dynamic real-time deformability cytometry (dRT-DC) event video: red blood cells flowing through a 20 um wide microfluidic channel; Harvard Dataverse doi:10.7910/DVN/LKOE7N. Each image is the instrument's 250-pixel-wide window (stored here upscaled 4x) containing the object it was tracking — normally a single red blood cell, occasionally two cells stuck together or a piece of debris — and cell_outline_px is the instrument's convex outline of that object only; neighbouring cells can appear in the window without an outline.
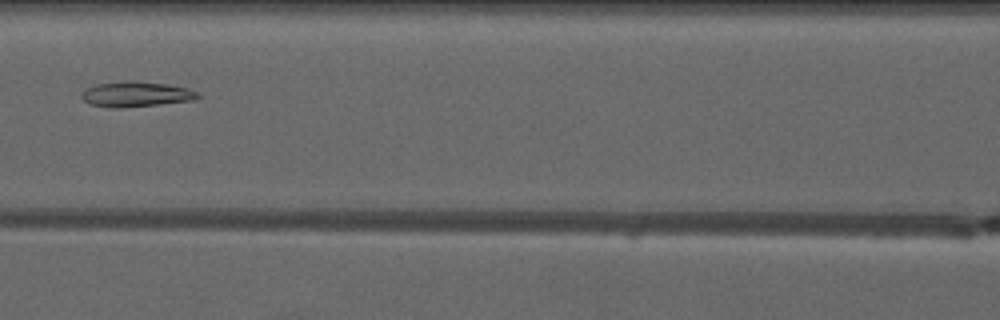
{"species": "common noctule bat (a hibernating species)", "species_latin": "Nyctalus noctula", "temperature_condition": "warm", "stored_images_in_passage": 4, "camera_frame_rate_fps": 3000, "um_per_image_px": 0.085, "animal": {"sex": "male", "forearm_length_mm": 52.5}, "frame": {"image": 1, "passage_image": 4, "time_ms": 4.667, "image_size_px": [1000, 320], "cell_outline_px": [[200, 96], [196, 100], [124, 108], [112, 108], [92, 104], [84, 100], [80, 96], [84, 88], [96, 84], [124, 80], [136, 80], [168, 84], [188, 88], [196, 92]], "centroid_in_image_um": [11.55, 7.99], "position_along_channel_um": 155.0, "area_um2": 17.4}}